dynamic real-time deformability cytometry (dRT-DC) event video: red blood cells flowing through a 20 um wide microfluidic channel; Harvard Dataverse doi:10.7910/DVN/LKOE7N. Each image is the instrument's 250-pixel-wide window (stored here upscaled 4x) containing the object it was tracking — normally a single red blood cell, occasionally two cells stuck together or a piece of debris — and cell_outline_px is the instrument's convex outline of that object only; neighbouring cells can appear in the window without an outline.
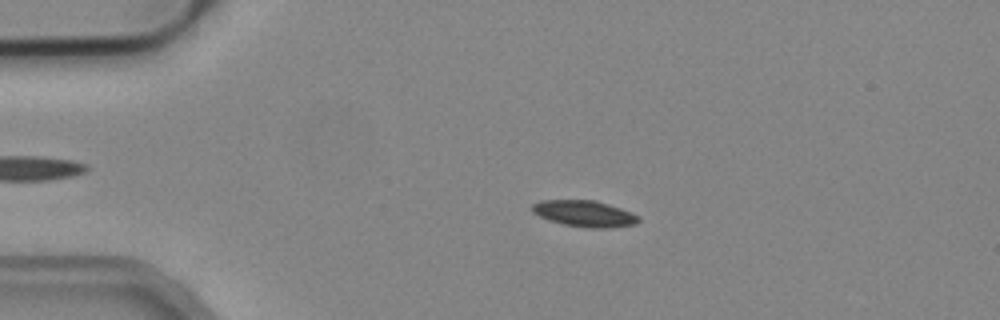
{"species": "common noctule bat (a hibernating species)", "species_latin": "Nyctalus noctula", "temperature_condition": "cold", "stored_images_in_passage": 43, "camera_frame_rate_fps": 3000, "um_per_image_px": 0.085, "animal": {"sex": "male", "body_mass_g": 19.2, "forearm_length_mm": 51.8}, "frame": {"image": 1, "passage_image": 2, "time_ms": 0.333, "image_size_px": [1000, 320], "cell_outline_px": [[640, 220], [636, 224], [608, 228], [588, 228], [564, 224], [548, 220], [532, 212], [532, 204], [540, 200], [596, 200], [620, 208], [640, 216]], "centroid_in_image_um": [49.68, 18.15], "position_along_channel_um": 35.3, "area_um2": 16.3}}
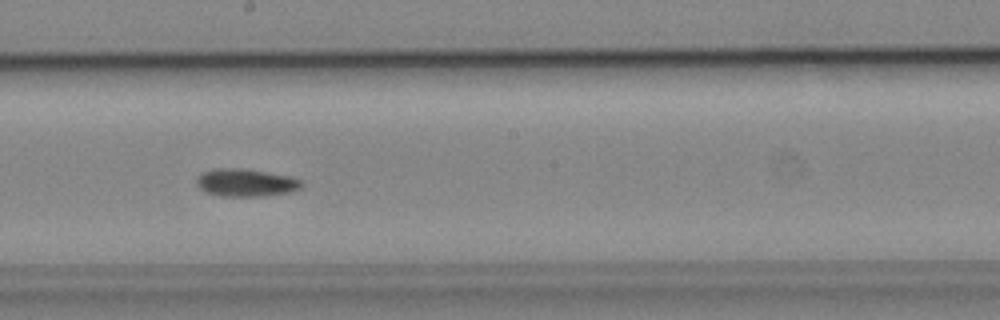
{"frame": {"image": 2, "passage_image": 20, "time_ms": 6.333, "image_size_px": [1000, 320], "cell_outline_px": [[304, 184], [300, 188], [292, 192], [260, 196], [220, 196], [208, 192], [200, 188], [196, 184], [196, 180], [204, 172], [216, 168], [240, 168], [288, 176], [300, 180]], "centroid_in_image_um": [20.91, 15.53], "position_along_channel_um": 227.3, "area_um2": 16.65}}
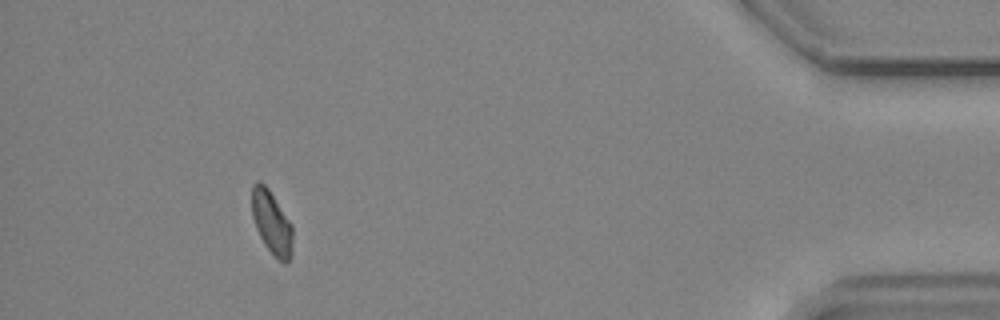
{"frame": {"image": 3, "passage_image": 39, "time_ms": 12.667, "image_size_px": [1000, 320], "cell_outline_px": [[292, 256], [284, 264], [264, 244], [256, 228], [252, 216], [252, 184], [256, 180], [260, 180], [268, 188], [292, 224]], "centroid_in_image_um": [23.09, 18.89], "position_along_channel_um": 412.1, "area_um2": 14.97}}